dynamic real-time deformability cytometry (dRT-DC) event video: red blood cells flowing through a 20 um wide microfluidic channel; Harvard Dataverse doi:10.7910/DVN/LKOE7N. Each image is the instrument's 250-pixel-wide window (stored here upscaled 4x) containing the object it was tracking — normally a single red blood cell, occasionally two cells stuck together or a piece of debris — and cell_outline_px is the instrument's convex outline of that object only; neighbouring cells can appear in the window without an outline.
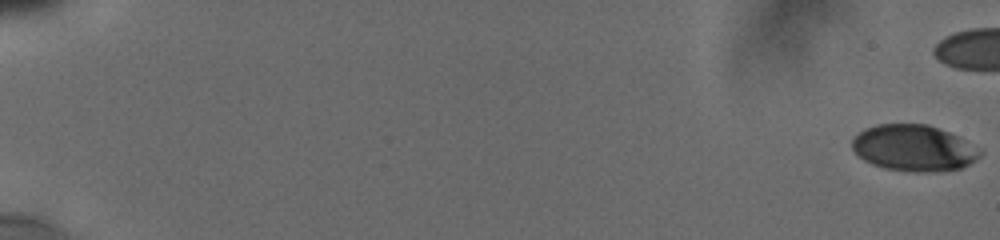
{"species": "human", "species_latin": "Homo sapiens", "temperature_condition": "cold", "stored_images_in_passage": 27, "camera_frame_rate_fps": 3000, "um_per_image_px": 0.085, "donor": {"sex": "male"}, "frame": {"image": 1, "passage_image": 1, "time_ms": 0.0, "image_size_px": [1000, 240], "cell_outline_px": [[984, 152], [976, 160], [960, 168], [932, 172], [912, 172], [884, 168], [872, 164], [864, 160], [852, 148], [852, 140], [864, 128], [876, 124], [928, 124], [948, 132], [956, 136]], "centroid_in_image_um": [77.65, 12.58], "position_along_channel_um": 7.4, "area_um2": 34.22}}
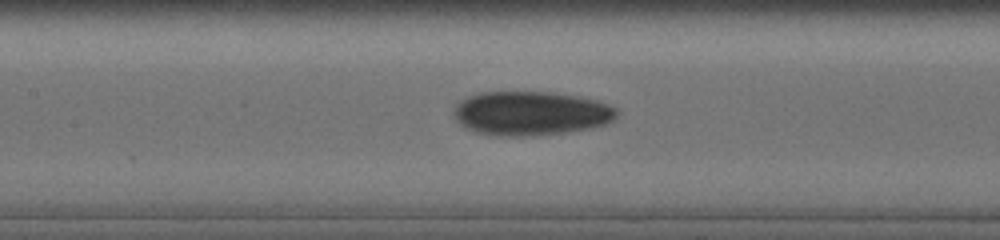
{"frame": {"image": 2, "passage_image": 17, "time_ms": 9.667, "image_size_px": [1000, 240], "cell_outline_px": [[620, 112], [612, 120], [604, 124], [592, 128], [568, 132], [520, 136], [496, 136], [476, 132], [464, 128], [452, 116], [452, 112], [456, 104], [464, 96], [480, 92], [556, 92], [580, 96], [600, 100], [616, 108]], "centroid_in_image_um": [45.09, 9.62], "position_along_channel_um": 162.3, "area_um2": 42.54}}
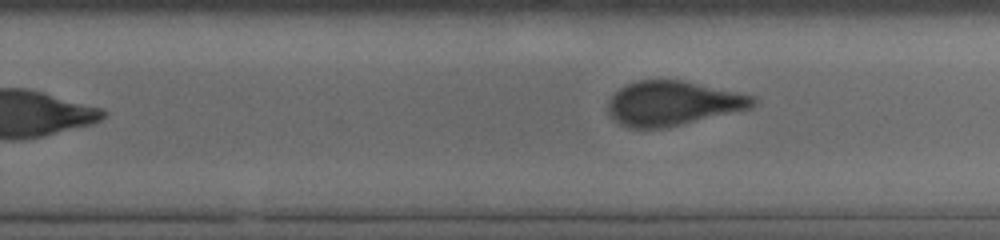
{"frame": {"image": 3, "passage_image": 27, "time_ms": 14.0, "image_size_px": [1000, 240], "cell_outline_px": [[756, 104], [752, 108], [668, 128], [628, 128], [620, 124], [608, 112], [608, 100], [624, 84], [640, 80], [680, 80], [756, 96]], "centroid_in_image_um": [57.2, 8.79], "position_along_channel_um": 272.6, "area_um2": 37.63}}